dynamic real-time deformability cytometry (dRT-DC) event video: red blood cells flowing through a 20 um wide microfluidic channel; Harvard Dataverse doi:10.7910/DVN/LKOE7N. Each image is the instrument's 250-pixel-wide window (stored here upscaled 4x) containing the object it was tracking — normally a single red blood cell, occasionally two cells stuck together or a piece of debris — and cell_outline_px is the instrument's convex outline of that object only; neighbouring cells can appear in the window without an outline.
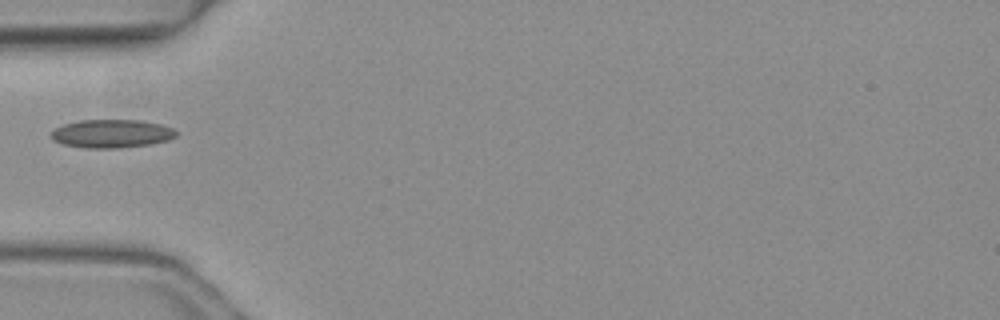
{"species": "common noctule bat (a hibernating species)", "species_latin": "Nyctalus noctula", "temperature_condition": "warm", "stored_images_in_passage": 3, "camera_frame_rate_fps": 3000, "um_per_image_px": 0.085, "animal": {"sex": "female", "body_mass_g": 19.3, "forearm_length_mm": 54.1}, "frame": {"image": 1, "passage_image": 2, "time_ms": 0.333, "image_size_px": [1000, 320], "cell_outline_px": [[176, 136], [168, 140], [148, 144], [120, 148], [88, 148], [64, 144], [52, 140], [52, 132], [56, 128], [64, 124], [80, 120], [140, 120], [160, 124], [172, 128], [176, 132]], "centroid_in_image_um": [9.49, 11.35], "position_along_channel_um": 75.5, "area_um2": 20.4}}
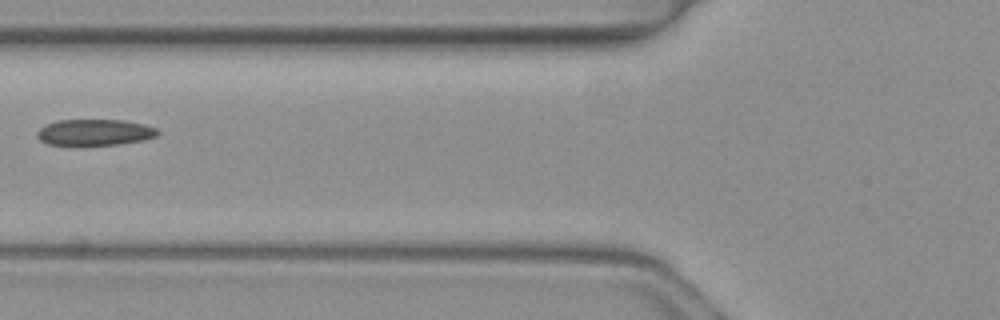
{"frame": {"image": 2, "passage_image": 3, "time_ms": 0.667, "image_size_px": [1000, 320], "cell_outline_px": [[160, 132], [156, 136], [144, 140], [116, 144], [48, 144], [40, 140], [36, 136], [36, 132], [44, 124], [56, 120], [124, 120], [144, 124], [156, 128]], "centroid_in_image_um": [8.04, 11.23], "position_along_channel_um": 117.8, "area_um2": 18.26}}